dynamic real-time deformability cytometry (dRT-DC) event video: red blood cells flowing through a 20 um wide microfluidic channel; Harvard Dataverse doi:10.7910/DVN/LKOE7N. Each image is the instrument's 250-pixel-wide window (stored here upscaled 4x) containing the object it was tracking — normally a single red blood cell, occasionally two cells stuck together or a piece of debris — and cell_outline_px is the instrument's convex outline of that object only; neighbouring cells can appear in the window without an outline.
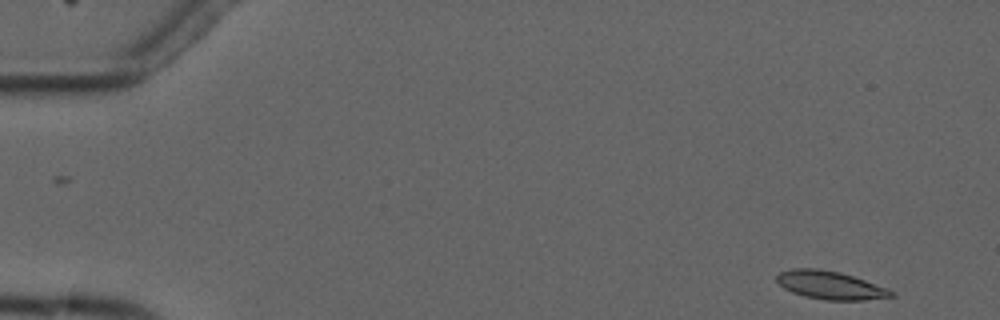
{"species": "common noctule bat (a hibernating species)", "species_latin": "Nyctalus noctula", "temperature_condition": "cold", "stored_images_in_passage": 5, "camera_frame_rate_fps": 3000, "um_per_image_px": 0.085, "animal": {"sex": "male", "forearm_length_mm": 52.5}, "frame": {"image": 1, "passage_image": 1, "time_ms": 0.0, "image_size_px": [1000, 320], "cell_outline_px": [[896, 296], [864, 300], [824, 300], [804, 296], [792, 292], [784, 288], [776, 280], [776, 276], [780, 272], [792, 268], [820, 268], [840, 272], [864, 280], [884, 288], [892, 292]], "centroid_in_image_um": [70.51, 24.23], "position_along_channel_um": 14.5, "area_um2": 18.61}}
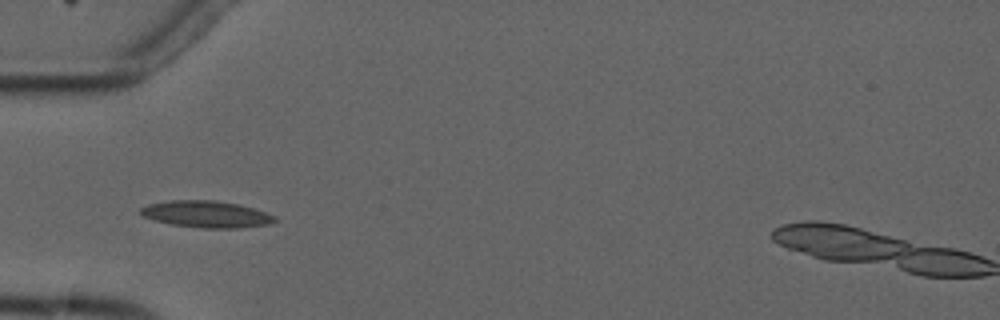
{"frame": {"image": 2, "passage_image": 5, "time_ms": 4.667, "image_size_px": [1000, 320], "cell_outline_px": [[276, 220], [268, 224], [240, 228], [200, 228], [172, 224], [152, 220], [136, 212], [140, 208], [148, 204], [168, 200], [216, 200], [236, 204], [252, 208], [276, 216]], "centroid_in_image_um": [17.47, 18.2], "position_along_channel_um": 67.5, "area_um2": 20.92}}